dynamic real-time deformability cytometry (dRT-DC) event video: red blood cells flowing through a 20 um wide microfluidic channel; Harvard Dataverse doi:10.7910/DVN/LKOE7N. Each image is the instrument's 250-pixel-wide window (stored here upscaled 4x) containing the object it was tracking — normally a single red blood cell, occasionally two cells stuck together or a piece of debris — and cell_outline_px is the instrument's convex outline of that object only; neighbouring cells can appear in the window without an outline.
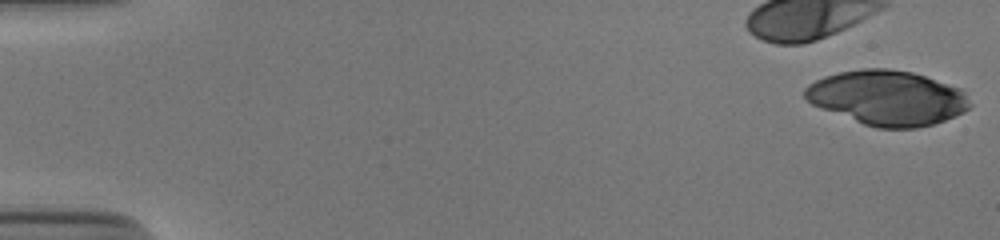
{"species": "human", "species_latin": "Homo sapiens", "temperature_condition": "cold", "stored_images_in_passage": 27, "camera_frame_rate_fps": 3000, "um_per_image_px": 0.085, "donor": {"sex": "male"}, "frame": {"image": 1, "passage_image": 1, "time_ms": 0.0, "image_size_px": [1000, 240], "cell_outline_px": [[972, 104], [964, 112], [956, 116], [932, 124], [916, 128], [876, 128], [864, 124], [820, 108], [812, 104], [804, 96], [804, 88], [808, 84], [824, 76], [840, 72], [860, 68], [888, 68], [912, 72], [960, 88], [964, 92]], "centroid_in_image_um": [75.42, 8.31], "position_along_channel_um": 9.6, "area_um2": 52.6}}